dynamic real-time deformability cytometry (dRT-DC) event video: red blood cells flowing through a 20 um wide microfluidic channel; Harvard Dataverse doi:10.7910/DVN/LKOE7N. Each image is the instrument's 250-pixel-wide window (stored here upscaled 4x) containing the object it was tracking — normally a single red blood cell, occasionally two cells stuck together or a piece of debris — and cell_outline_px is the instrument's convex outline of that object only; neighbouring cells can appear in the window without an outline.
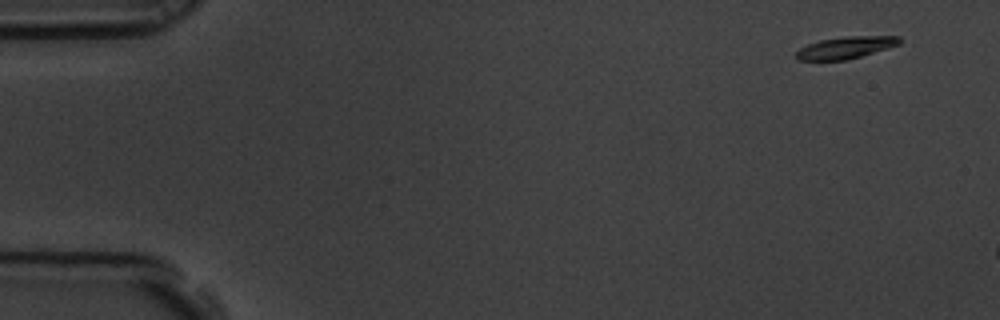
{"species": "common noctule bat (a hibernating species)", "species_latin": "Nyctalus noctula", "temperature_condition": "room temperature", "stored_images_in_passage": 3, "camera_frame_rate_fps": 3000, "um_per_image_px": 0.085, "animal": {"sex": "male", "body_mass_g": 19.5, "forearm_length_mm": 54.6}, "frame": {"image": 1, "passage_image": 1, "time_ms": 0.0, "image_size_px": [1000, 320], "cell_outline_px": [[900, 44], [888, 48], [848, 60], [796, 60], [796, 52], [800, 48], [808, 44], [820, 40], [844, 36], [900, 36]], "centroid_in_image_um": [71.88, 4.04], "position_along_channel_um": 13.1, "area_um2": 13.24}}